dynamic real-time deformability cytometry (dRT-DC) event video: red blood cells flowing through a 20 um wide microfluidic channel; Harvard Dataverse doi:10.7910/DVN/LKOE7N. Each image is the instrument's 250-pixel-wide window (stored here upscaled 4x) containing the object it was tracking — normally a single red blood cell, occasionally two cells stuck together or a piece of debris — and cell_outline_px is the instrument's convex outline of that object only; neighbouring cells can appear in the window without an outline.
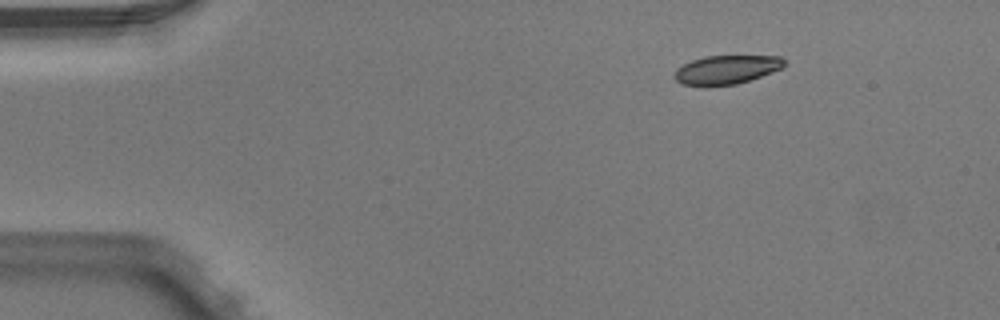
{"species": "Egyptian fruit bat (a non-hibernating species)", "species_latin": "Rousettus aegyptiacus", "temperature_condition": "warm", "stored_images_in_passage": 3, "camera_frame_rate_fps": 3000, "um_per_image_px": 0.085, "animal": {"sex": "male"}, "frame": {"image": 1, "passage_image": 1, "time_ms": 0.0, "image_size_px": [1000, 320], "cell_outline_px": [[784, 68], [736, 84], [680, 84], [672, 76], [676, 68], [692, 60], [704, 56], [780, 56], [784, 60]], "centroid_in_image_um": [61.74, 5.89], "position_along_channel_um": 23.3, "area_um2": 18.03}}
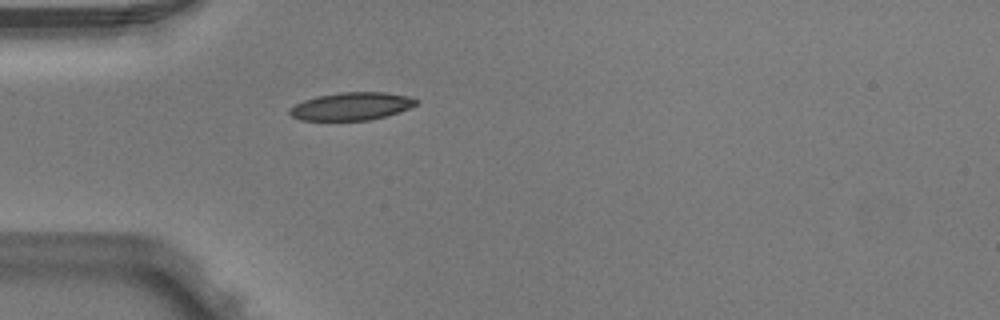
{"frame": {"image": 2, "passage_image": 3, "time_ms": 0.667, "image_size_px": [1000, 320], "cell_outline_px": [[420, 100], [416, 104], [408, 108], [388, 116], [368, 120], [300, 120], [292, 116], [288, 112], [288, 108], [304, 100], [316, 96], [340, 92], [384, 92], [408, 96]], "centroid_in_image_um": [29.86, 9.03], "position_along_channel_um": 55.1, "area_um2": 20.52}}